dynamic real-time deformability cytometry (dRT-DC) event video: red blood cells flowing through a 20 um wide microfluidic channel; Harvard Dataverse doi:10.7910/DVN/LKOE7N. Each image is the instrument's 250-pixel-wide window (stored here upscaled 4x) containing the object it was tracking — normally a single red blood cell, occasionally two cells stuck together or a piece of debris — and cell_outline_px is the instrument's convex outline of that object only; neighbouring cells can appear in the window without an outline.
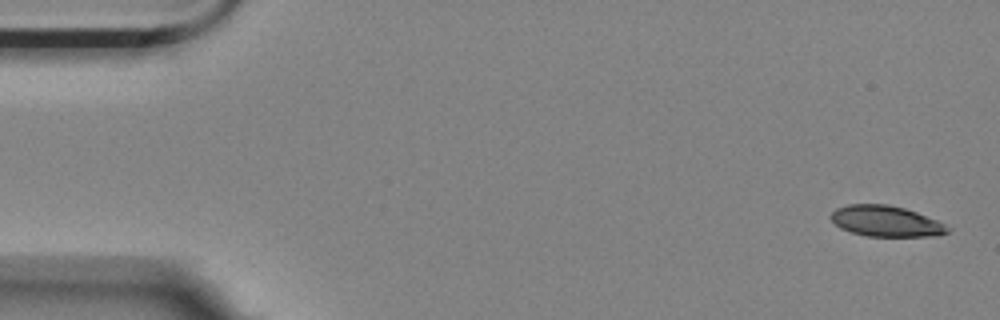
{"species": "Egyptian fruit bat (a non-hibernating species)", "species_latin": "Rousettus aegyptiacus", "temperature_condition": "room temperature", "stored_images_in_passage": 4, "camera_frame_rate_fps": 3000, "um_per_image_px": 0.085, "animal": {"sex": "female"}, "frame": {"image": 1, "passage_image": 1, "time_ms": 0.0, "image_size_px": [1000, 320], "cell_outline_px": [[952, 228], [948, 232], [936, 236], [868, 236], [852, 232], [840, 228], [828, 216], [836, 208], [848, 204], [888, 204], [904, 208], [916, 212], [936, 220]], "centroid_in_image_um": [75.29, 18.79], "position_along_channel_um": 9.7, "area_um2": 20.92}}